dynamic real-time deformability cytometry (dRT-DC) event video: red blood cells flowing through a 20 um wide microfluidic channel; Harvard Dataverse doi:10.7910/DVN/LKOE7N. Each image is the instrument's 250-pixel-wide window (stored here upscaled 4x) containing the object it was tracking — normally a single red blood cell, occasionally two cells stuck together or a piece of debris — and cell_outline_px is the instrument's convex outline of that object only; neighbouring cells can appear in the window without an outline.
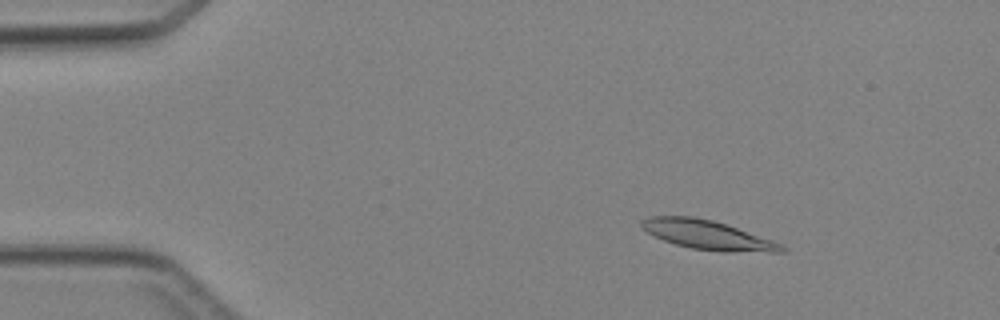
{"species": "Egyptian fruit bat (a non-hibernating species)", "species_latin": "Rousettus aegyptiacus", "temperature_condition": "cold", "stored_images_in_passage": 2, "camera_frame_rate_fps": 3000, "um_per_image_px": 0.085, "animal": {"sex": "female"}, "frame": {"image": 1, "passage_image": 1, "time_ms": 0.0, "image_size_px": [1000, 320], "cell_outline_px": [[788, 248], [784, 252], [724, 252], [692, 248], [676, 244], [664, 240], [648, 232], [640, 224], [640, 220], [648, 216], [692, 216], [712, 220], [784, 244]], "centroid_in_image_um": [60.18, 19.97], "position_along_channel_um": 24.8, "area_um2": 23.58}}